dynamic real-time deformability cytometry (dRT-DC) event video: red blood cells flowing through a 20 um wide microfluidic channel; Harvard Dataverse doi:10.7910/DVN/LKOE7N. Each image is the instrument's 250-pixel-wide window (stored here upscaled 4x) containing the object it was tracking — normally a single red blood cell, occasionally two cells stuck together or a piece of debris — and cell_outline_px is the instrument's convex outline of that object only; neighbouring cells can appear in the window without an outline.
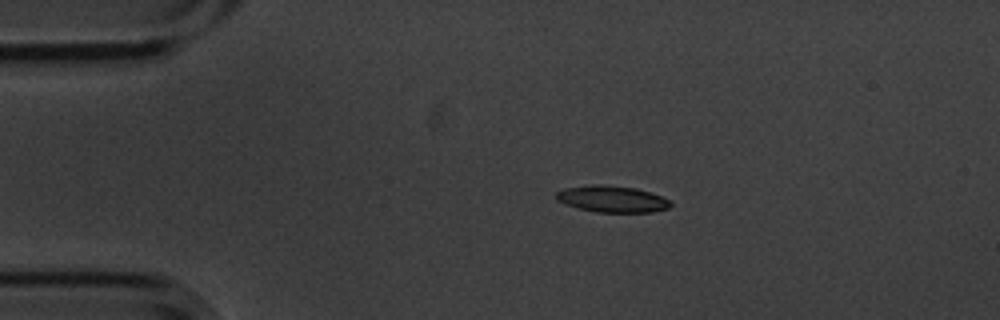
{"species": "common noctule bat (a hibernating species)", "species_latin": "Nyctalus noctula", "temperature_condition": "cold", "stored_images_in_passage": 9, "camera_frame_rate_fps": 3000, "um_per_image_px": 0.085, "animal": {"sex": "male", "body_mass_g": 20.1, "forearm_length_mm": 53.5}, "frame": {"image": 1, "passage_image": 1, "time_ms": 0.0, "image_size_px": [1000, 320], "cell_outline_px": [[672, 204], [668, 208], [652, 212], [596, 212], [576, 208], [564, 204], [556, 200], [556, 192], [564, 188], [596, 184], [600, 184], [636, 188], [660, 196], [668, 200]], "centroid_in_image_um": [51.97, 16.92], "position_along_channel_um": 33.0, "area_um2": 17.63}}
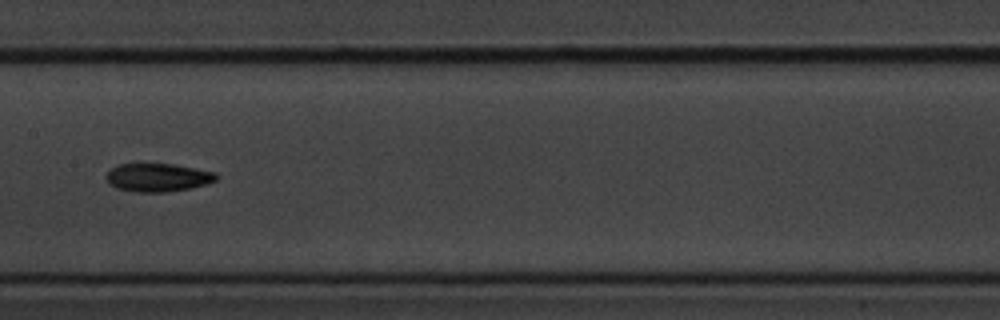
{"frame": {"image": 2, "passage_image": 6, "time_ms": 1.667, "image_size_px": [1000, 320], "cell_outline_px": [[220, 176], [216, 180], [204, 184], [188, 188], [164, 192], [136, 192], [116, 188], [108, 184], [104, 176], [112, 168], [120, 164], [140, 160], [172, 164], [216, 172]], "centroid_in_image_um": [13.34, 15.03], "position_along_channel_um": 194.1, "area_um2": 18.79}}
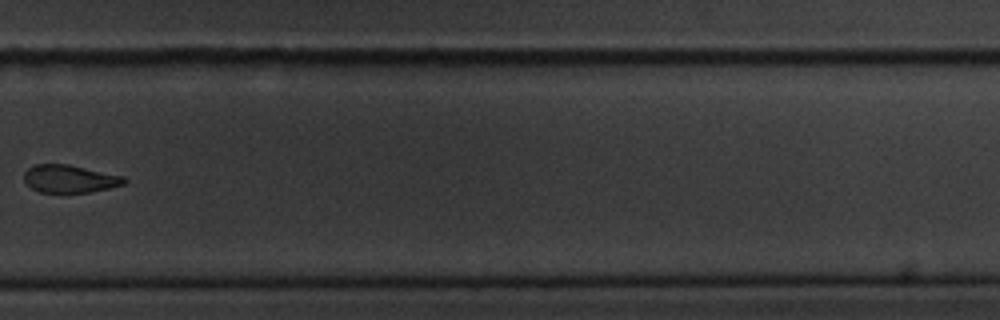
{"frame": {"image": 3, "passage_image": 9, "time_ms": 2.667, "image_size_px": [1000, 320], "cell_outline_px": [[128, 180], [124, 184], [108, 188], [88, 192], [40, 192], [32, 188], [24, 180], [24, 172], [32, 164], [68, 164], [124, 176]], "centroid_in_image_um": [5.92, 15.18], "position_along_channel_um": 323.9, "area_um2": 16.13}}